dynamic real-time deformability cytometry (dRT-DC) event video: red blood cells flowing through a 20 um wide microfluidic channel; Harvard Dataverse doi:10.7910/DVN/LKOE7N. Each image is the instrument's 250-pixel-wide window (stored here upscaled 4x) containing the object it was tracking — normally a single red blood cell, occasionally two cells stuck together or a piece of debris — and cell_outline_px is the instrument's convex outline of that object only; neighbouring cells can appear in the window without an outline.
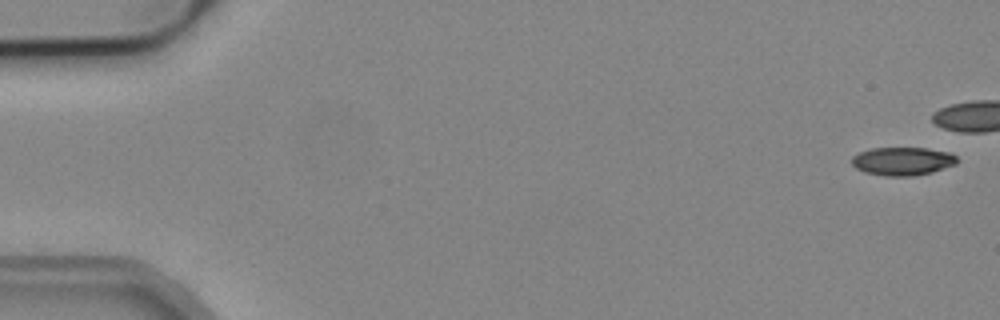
{"species": "common noctule bat (a hibernating species)", "species_latin": "Nyctalus noctula", "temperature_condition": "cold", "stored_images_in_passage": 5, "camera_frame_rate_fps": 3000, "um_per_image_px": 0.085, "animal": {"sex": "male", "body_mass_g": 19.2, "forearm_length_mm": 51.8}, "frame": {"image": 1, "passage_image": 1, "time_ms": 0.0, "image_size_px": [1000, 320], "cell_outline_px": [[956, 164], [932, 172], [916, 176], [884, 176], [864, 172], [856, 168], [852, 164], [852, 156], [860, 152], [872, 148], [928, 148], [952, 152], [956, 156]], "centroid_in_image_um": [76.73, 13.7], "position_along_channel_um": 8.3, "area_um2": 17.46}}